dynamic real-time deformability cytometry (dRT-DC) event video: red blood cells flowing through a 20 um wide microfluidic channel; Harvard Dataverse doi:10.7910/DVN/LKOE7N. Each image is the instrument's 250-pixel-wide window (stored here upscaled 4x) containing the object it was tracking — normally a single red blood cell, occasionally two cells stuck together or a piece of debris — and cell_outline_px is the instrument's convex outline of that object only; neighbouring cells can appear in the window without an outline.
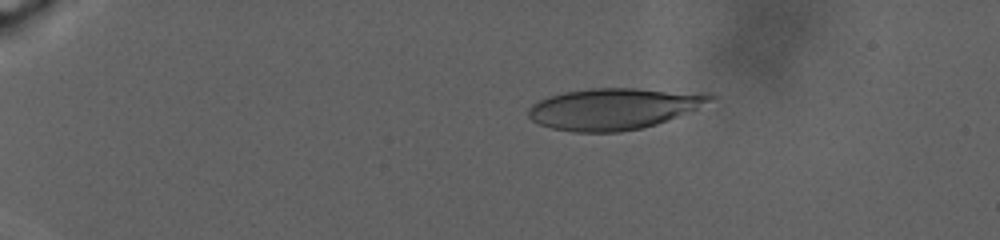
{"species": "human", "species_latin": "Homo sapiens", "temperature_condition": "warm", "stored_images_in_passage": 75, "camera_frame_rate_fps": 3000, "um_per_image_px": 0.085, "donor": {"sex": "male"}, "frame": {"image": 1, "passage_image": 1, "time_ms": 0.0, "image_size_px": [1000, 240], "cell_outline_px": [[720, 96], [696, 108], [668, 120], [656, 124], [640, 128], [620, 132], [572, 132], [552, 128], [540, 124], [532, 120], [528, 116], [528, 108], [532, 104], [548, 96], [564, 92], [588, 88], [636, 88], [712, 92]], "centroid_in_image_um": [52.21, 9.22], "position_along_channel_um": 32.8, "area_um2": 44.16}}
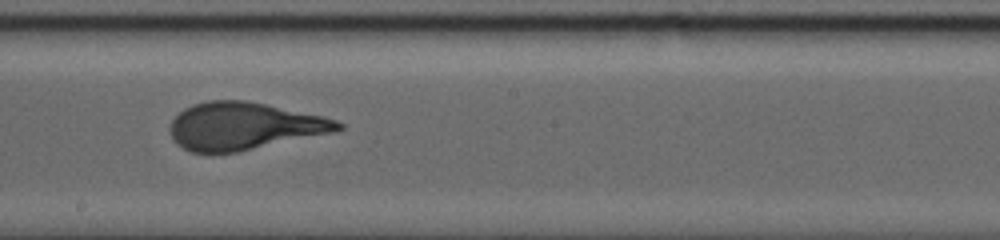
{"frame": {"image": 2, "passage_image": 39, "time_ms": 13.0, "image_size_px": [1000, 240], "cell_outline_px": [[344, 128], [336, 132], [236, 152], [208, 156], [188, 152], [176, 144], [168, 128], [172, 120], [184, 108], [192, 104], [208, 100], [244, 100], [324, 116], [336, 120], [344, 124]], "centroid_in_image_um": [20.69, 10.75], "position_along_channel_um": 227.5, "area_um2": 47.11}}
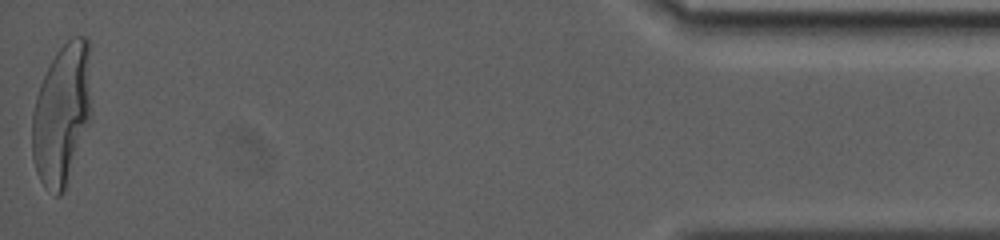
{"frame": {"image": 3, "passage_image": 75, "time_ms": 25.0, "image_size_px": [1000, 240], "cell_outline_px": [[92, 116], [64, 188], [60, 196], [56, 196], [40, 180], [36, 172], [32, 160], [32, 112], [36, 96], [40, 84], [56, 52], [72, 36], [88, 36], [92, 108]], "centroid_in_image_um": [5.27, 9.66], "position_along_channel_um": 429.9, "area_um2": 48.78}}